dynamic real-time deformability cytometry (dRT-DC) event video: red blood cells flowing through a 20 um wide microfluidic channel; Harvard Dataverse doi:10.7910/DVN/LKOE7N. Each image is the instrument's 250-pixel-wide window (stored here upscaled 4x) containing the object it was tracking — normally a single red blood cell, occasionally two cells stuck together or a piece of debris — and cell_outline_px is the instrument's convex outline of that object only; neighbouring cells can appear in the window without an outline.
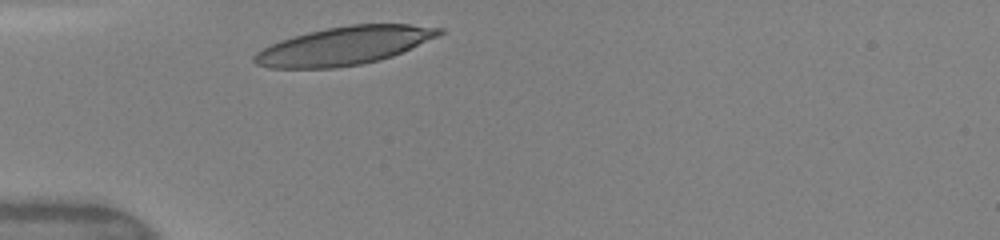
{"species": "human", "species_latin": "Homo sapiens", "temperature_condition": "warm", "stored_images_in_passage": 14, "camera_frame_rate_fps": 3000, "um_per_image_px": 0.085, "donor": {"sex": "female"}, "frame": {"image": 1, "passage_image": 1, "time_ms": 0.0, "image_size_px": [1000, 240], "cell_outline_px": [[444, 32], [440, 36], [392, 56], [380, 60], [360, 64], [336, 68], [268, 68], [256, 64], [252, 60], [252, 56], [256, 52], [280, 40], [308, 32], [328, 28], [352, 24], [408, 24], [444, 28]], "centroid_in_image_um": [29.27, 3.89], "position_along_channel_um": 55.7, "area_um2": 41.15}}
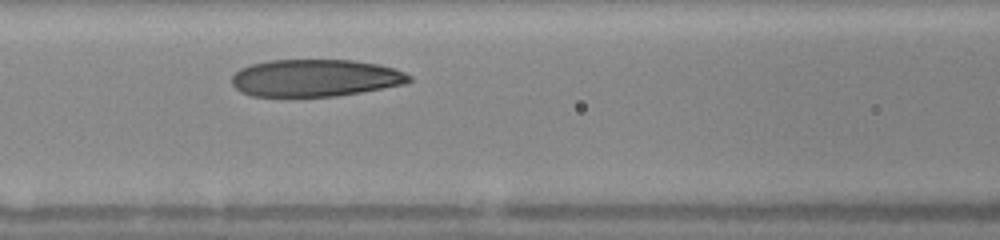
{"frame": {"image": 2, "passage_image": 8, "time_ms": 2.333, "image_size_px": [1000, 240], "cell_outline_px": [[412, 80], [404, 84], [384, 88], [336, 96], [252, 96], [240, 92], [232, 84], [232, 76], [240, 68], [252, 64], [268, 60], [352, 60], [376, 64], [396, 68], [412, 76]], "centroid_in_image_um": [26.8, 6.62], "position_along_channel_um": 139.8, "area_um2": 38.49}}